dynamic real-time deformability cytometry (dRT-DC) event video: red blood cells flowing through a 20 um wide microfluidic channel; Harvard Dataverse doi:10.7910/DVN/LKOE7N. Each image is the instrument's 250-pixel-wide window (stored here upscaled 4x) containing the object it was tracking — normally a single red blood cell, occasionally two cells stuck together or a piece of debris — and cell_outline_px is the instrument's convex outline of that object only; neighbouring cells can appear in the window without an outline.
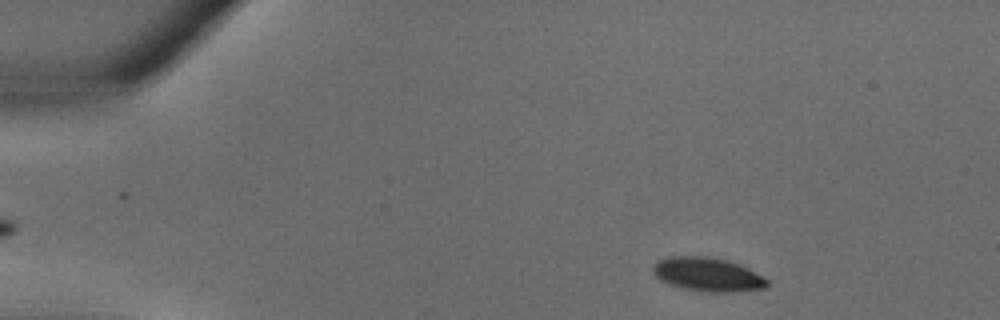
{"species": "common noctule bat (a hibernating species)", "species_latin": "Nyctalus noctula", "temperature_condition": "warm", "stored_images_in_passage": 34, "camera_frame_rate_fps": 3000, "um_per_image_px": 0.085, "animal": {"sex": "male", "body_mass_g": 18.8}, "frame": {"image": 1, "passage_image": 4, "time_ms": 1.0, "image_size_px": [1000, 320], "cell_outline_px": [[768, 284], [764, 288], [728, 292], [712, 292], [684, 288], [668, 284], [660, 280], [652, 272], [652, 268], [660, 260], [668, 256], [704, 256], [724, 260], [748, 268], [764, 276], [768, 280]], "centroid_in_image_um": [60.14, 23.33], "position_along_channel_um": 24.9, "area_um2": 22.14}}
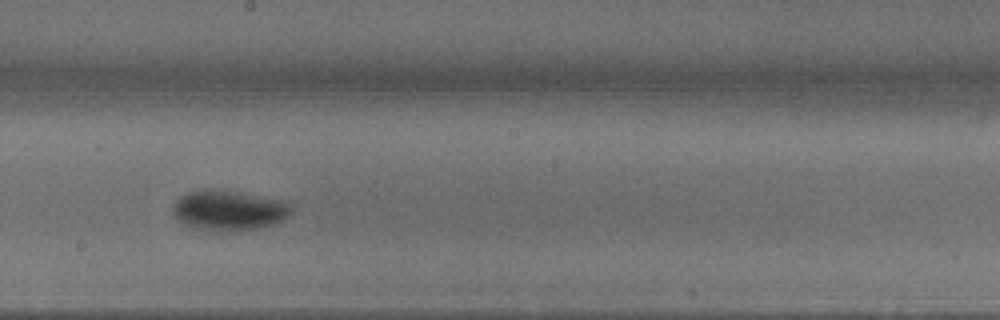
{"frame": {"image": 2, "passage_image": 19, "time_ms": 6.0, "image_size_px": [1000, 320], "cell_outline_px": [[292, 212], [284, 220], [276, 224], [256, 228], [220, 232], [196, 228], [184, 224], [172, 212], [172, 208], [176, 200], [180, 196], [192, 192], [240, 192], [284, 200], [292, 204]], "centroid_in_image_um": [19.53, 17.92], "position_along_channel_um": 228.7, "area_um2": 27.17}}
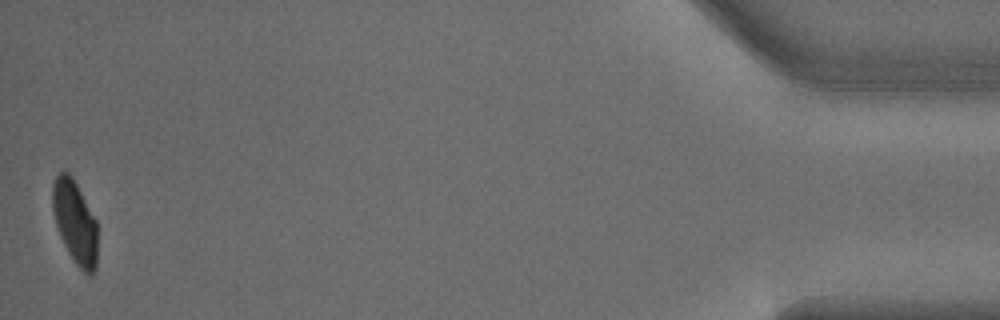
{"frame": {"image": 3, "passage_image": 34, "time_ms": 11.0, "image_size_px": [1000, 320], "cell_outline_px": [[96, 268], [92, 276], [88, 276], [76, 264], [68, 252], [60, 236], [56, 224], [52, 208], [52, 184], [56, 176], [60, 172], [68, 172], [72, 176], [96, 220]], "centroid_in_image_um": [6.36, 18.89], "position_along_channel_um": 428.8, "area_um2": 21.62}}